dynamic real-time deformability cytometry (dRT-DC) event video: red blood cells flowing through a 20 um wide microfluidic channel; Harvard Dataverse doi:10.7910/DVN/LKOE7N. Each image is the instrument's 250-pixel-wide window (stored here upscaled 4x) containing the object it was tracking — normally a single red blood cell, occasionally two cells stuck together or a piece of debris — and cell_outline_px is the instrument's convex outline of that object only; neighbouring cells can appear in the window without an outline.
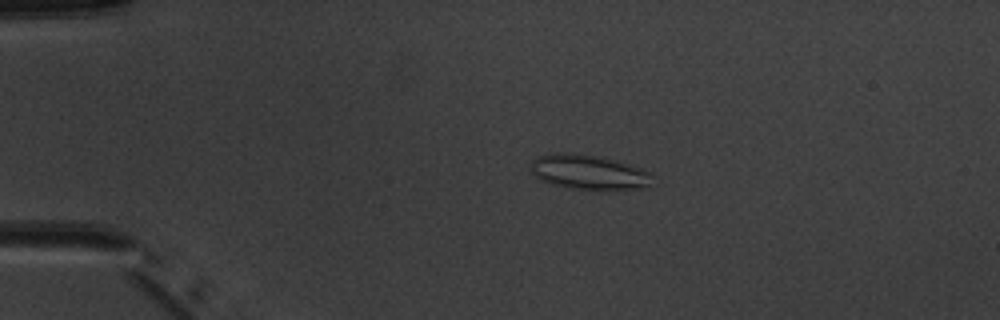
{"species": "common noctule bat (a hibernating species)", "species_latin": "Nyctalus noctula", "temperature_condition": "warm", "stored_images_in_passage": 5, "camera_frame_rate_fps": 3000, "um_per_image_px": 0.085, "animal": {"sex": "male", "body_mass_g": 20.1, "forearm_length_mm": 53.5}, "frame": {"image": 1, "passage_image": 2, "time_ms": 2.0, "image_size_px": [1000, 320], "cell_outline_px": [[648, 188], [600, 192], [572, 188], [552, 184], [540, 180], [528, 168], [532, 160], [536, 156], [556, 152], [572, 152], [604, 156], [640, 168], [648, 172]], "centroid_in_image_um": [49.99, 14.64], "position_along_channel_um": 35.0, "area_um2": 25.37}}
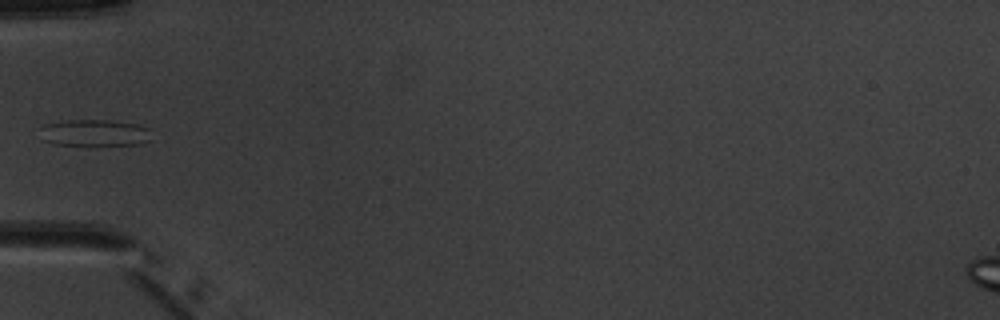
{"frame": {"image": 2, "passage_image": 4, "time_ms": 4.333, "image_size_px": [1000, 320], "cell_outline_px": [[148, 140], [140, 144], [56, 144], [40, 140], [40, 128], [44, 124], [68, 120], [108, 120], [136, 124], [148, 128]], "centroid_in_image_um": [7.94, 11.27], "position_along_channel_um": 77.1, "area_um2": 16.94}}
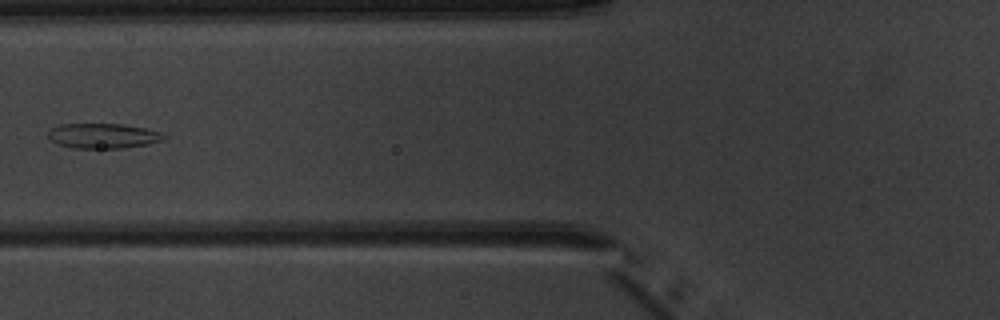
{"frame": {"image": 3, "passage_image": 5, "time_ms": 5.333, "image_size_px": [1000, 320], "cell_outline_px": [[168, 136], [164, 140], [148, 144], [124, 148], [72, 148], [56, 144], [48, 136], [48, 132], [52, 128], [60, 124], [124, 124], [144, 128], [160, 132]], "centroid_in_image_um": [8.78, 11.55], "position_along_channel_um": 117.0, "area_um2": 16.94}}